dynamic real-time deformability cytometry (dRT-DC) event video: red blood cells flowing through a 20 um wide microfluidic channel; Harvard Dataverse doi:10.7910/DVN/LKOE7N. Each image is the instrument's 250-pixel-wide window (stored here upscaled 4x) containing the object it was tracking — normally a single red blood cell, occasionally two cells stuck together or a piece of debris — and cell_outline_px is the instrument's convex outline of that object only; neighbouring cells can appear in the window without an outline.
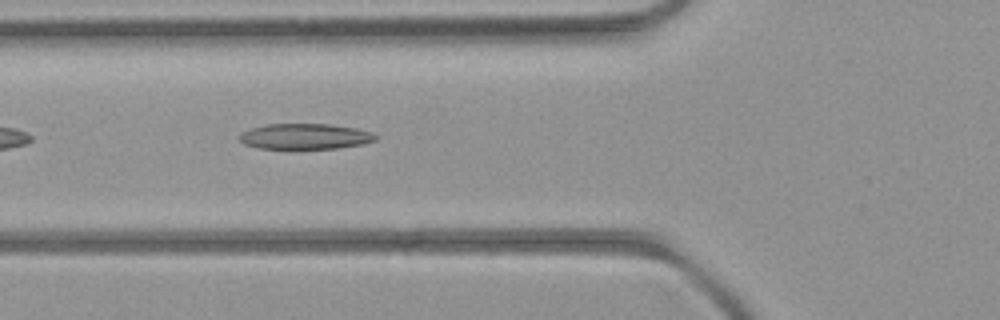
{"species": "common noctule bat (a hibernating species)", "species_latin": "Nyctalus noctula", "temperature_condition": "room temperature", "stored_images_in_passage": 13, "camera_frame_rate_fps": 3000, "um_per_image_px": 0.085, "animal": {"sex": "female", "body_mass_g": 21.9}, "frame": {"image": 1, "passage_image": 3, "time_ms": 0.667, "image_size_px": [1000, 320], "cell_outline_px": [[380, 136], [376, 140], [364, 144], [336, 148], [260, 148], [244, 144], [240, 140], [240, 132], [252, 128], [268, 124], [328, 124], [356, 128], [372, 132]], "centroid_in_image_um": [25.98, 11.59], "position_along_channel_um": 99.8, "area_um2": 20.23}}
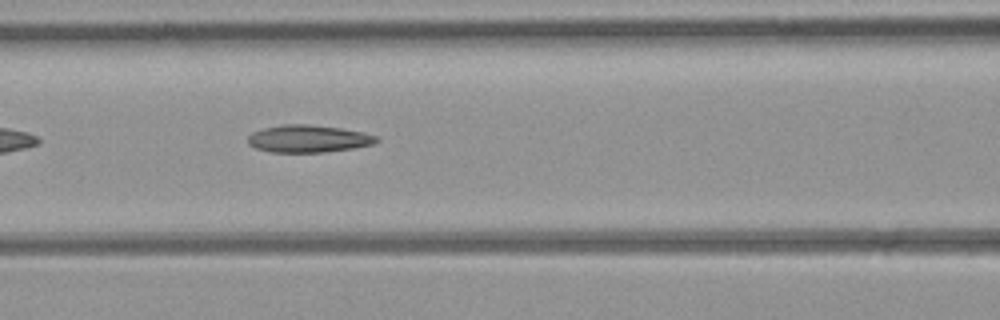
{"frame": {"image": 2, "passage_image": 6, "time_ms": 1.667, "image_size_px": [1000, 320], "cell_outline_px": [[380, 140], [376, 144], [352, 148], [324, 152], [272, 152], [256, 148], [248, 144], [248, 136], [252, 132], [264, 128], [280, 124], [308, 124], [340, 128], [364, 132], [380, 136]], "centroid_in_image_um": [26.25, 11.78], "position_along_channel_um": 140.3, "area_um2": 20.69}}
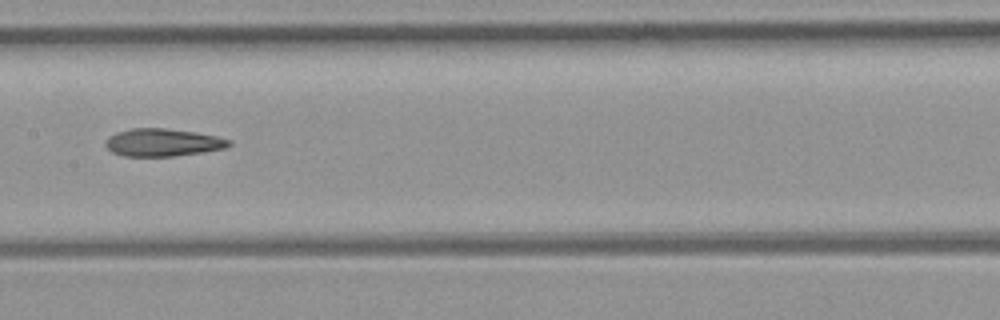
{"frame": {"image": 3, "passage_image": 10, "time_ms": 3.0, "image_size_px": [1000, 320], "cell_outline_px": [[232, 144], [224, 148], [200, 152], [172, 156], [124, 156], [112, 152], [104, 144], [108, 136], [116, 132], [132, 128], [164, 128], [196, 132], [216, 136], [232, 140]], "centroid_in_image_um": [13.81, 12.1], "position_along_channel_um": 193.6, "area_um2": 19.83}}